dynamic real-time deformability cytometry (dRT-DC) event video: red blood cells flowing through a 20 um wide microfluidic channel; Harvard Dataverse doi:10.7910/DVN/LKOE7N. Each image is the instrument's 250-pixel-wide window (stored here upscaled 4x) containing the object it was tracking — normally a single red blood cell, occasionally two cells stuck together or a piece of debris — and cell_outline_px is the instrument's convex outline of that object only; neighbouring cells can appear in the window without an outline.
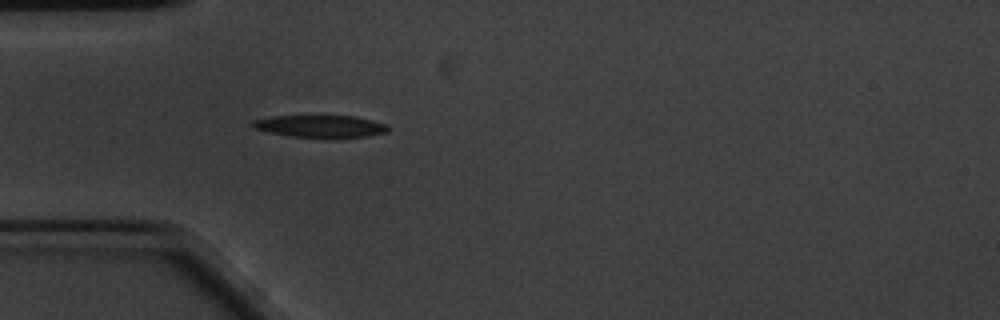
{"species": "common noctule bat (a hibernating species)", "species_latin": "Nyctalus noctula", "temperature_condition": "cold", "stored_images_in_passage": 42, "camera_frame_rate_fps": 3000, "um_per_image_px": 0.085, "animal": {"sex": "male", "body_mass_g": 20.1, "forearm_length_mm": 53.5}, "frame": {"image": 1, "passage_image": 1, "time_ms": 0.0, "image_size_px": [1000, 320], "cell_outline_px": [[392, 128], [388, 132], [368, 136], [292, 136], [268, 132], [256, 128], [252, 124], [252, 120], [272, 116], [356, 116], [388, 124]], "centroid_in_image_um": [27.3, 10.71], "position_along_channel_um": 57.7, "area_um2": 17.11}}
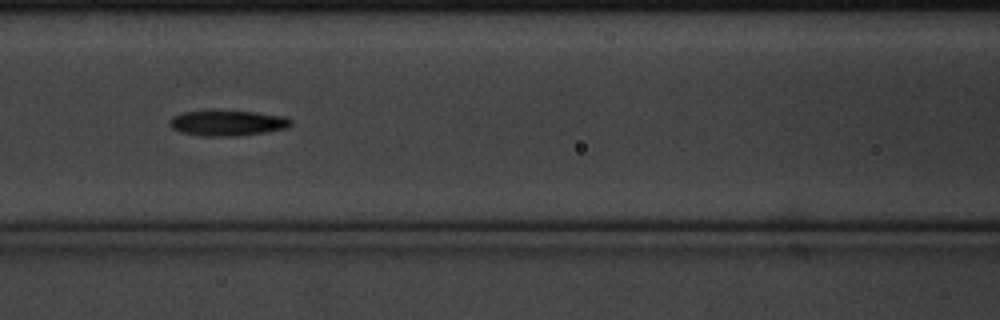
{"frame": {"image": 2, "passage_image": 9, "time_ms": 2.667, "image_size_px": [1000, 320], "cell_outline_px": [[292, 124], [288, 128], [264, 132], [236, 136], [200, 136], [180, 132], [172, 128], [168, 124], [168, 120], [172, 116], [184, 112], [208, 108], [252, 112], [284, 116], [292, 120]], "centroid_in_image_um": [19.26, 10.42], "position_along_channel_um": 147.3, "area_um2": 18.67}}
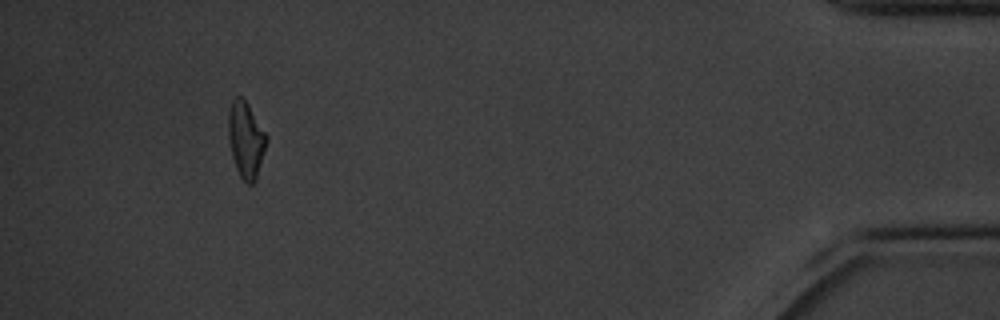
{"frame": {"image": 3, "passage_image": 38, "time_ms": 12.333, "image_size_px": [1000, 320], "cell_outline_px": [[268, 136], [256, 180], [252, 184], [248, 184], [240, 176], [236, 168], [232, 156], [228, 136], [228, 112], [232, 100], [236, 96], [240, 96], [248, 104]], "centroid_in_image_um": [20.89, 11.86], "position_along_channel_um": 414.3, "area_um2": 16.76}, "authors_computed_cell_mechanics": {"area_um2": 17.1088, "velocity_mm_per_s": 3.4451, "shape_relaxation_time_tau1_ms": 2.2262, "shape_relaxation_time_tau2_ms": 2.8492, "deformation_change_tau1": 0.1581, "deformation_change_tau2": 0.1192}}